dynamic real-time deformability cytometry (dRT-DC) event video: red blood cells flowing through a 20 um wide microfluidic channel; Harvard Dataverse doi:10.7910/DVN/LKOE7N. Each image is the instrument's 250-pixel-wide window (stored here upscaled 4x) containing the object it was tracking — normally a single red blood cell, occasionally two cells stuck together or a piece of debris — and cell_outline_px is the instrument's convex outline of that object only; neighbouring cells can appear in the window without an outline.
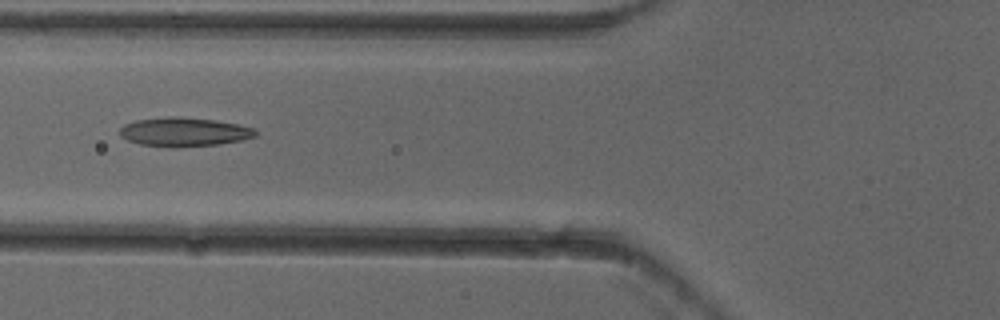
{"species": "common noctule bat (a hibernating species)", "species_latin": "Nyctalus noctula", "temperature_condition": "cold", "stored_images_in_passage": 6, "camera_frame_rate_fps": 3000, "um_per_image_px": 0.085, "animal": {"sex": "female"}, "frame": {"image": 1, "passage_image": 6, "time_ms": 1.667, "image_size_px": [1000, 320], "cell_outline_px": [[256, 136], [244, 140], [220, 144], [176, 148], [172, 148], [140, 144], [128, 140], [120, 136], [120, 128], [124, 124], [136, 120], [164, 116], [180, 116], [216, 120], [256, 128]], "centroid_in_image_um": [15.65, 11.21], "position_along_channel_um": 110.1, "area_um2": 23.29}}